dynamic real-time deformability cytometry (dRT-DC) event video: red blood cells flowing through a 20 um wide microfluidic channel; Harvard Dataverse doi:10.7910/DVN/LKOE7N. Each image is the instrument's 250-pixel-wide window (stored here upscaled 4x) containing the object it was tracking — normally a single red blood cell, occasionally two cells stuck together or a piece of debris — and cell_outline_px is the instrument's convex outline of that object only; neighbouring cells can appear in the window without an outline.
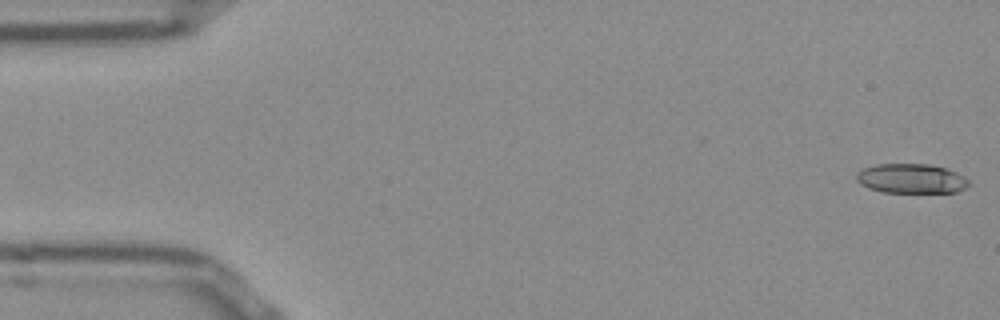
{"species": "Egyptian fruit bat (a non-hibernating species)", "species_latin": "Rousettus aegyptiacus", "temperature_condition": "room temperature", "stored_images_in_passage": 12, "camera_frame_rate_fps": 3000, "um_per_image_px": 0.085, "frame": {"image": 1, "passage_image": 1, "time_ms": 0.0, "image_size_px": [1000, 320], "cell_outline_px": [[972, 184], [956, 192], [884, 192], [868, 188], [860, 184], [856, 180], [856, 176], [864, 168], [876, 164], [928, 164], [948, 168], [964, 176]], "centroid_in_image_um": [77.49, 15.17], "position_along_channel_um": 7.5, "area_um2": 19.36}}